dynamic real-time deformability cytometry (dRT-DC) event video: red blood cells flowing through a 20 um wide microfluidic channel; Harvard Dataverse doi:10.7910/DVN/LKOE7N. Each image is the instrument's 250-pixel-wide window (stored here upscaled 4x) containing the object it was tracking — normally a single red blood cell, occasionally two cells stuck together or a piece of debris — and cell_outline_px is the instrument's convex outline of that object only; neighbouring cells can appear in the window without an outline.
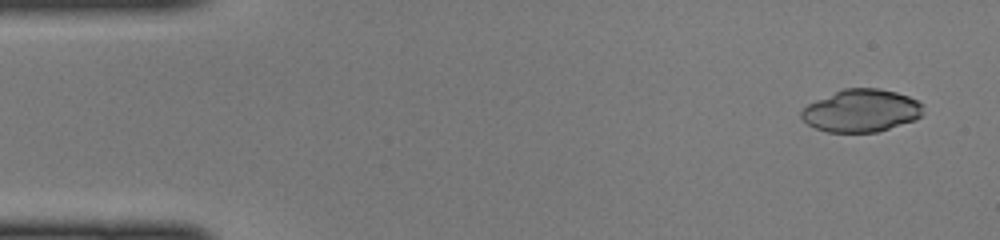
{"species": "common noctule bat (a hibernating species)", "species_latin": "Nyctalus noctula", "temperature_condition": "cold", "stored_images_in_passage": 46, "camera_frame_rate_fps": 3000, "um_per_image_px": 0.085, "animal": {"sex": "female", "body_mass_g": 22.0, "forearm_length_mm": 56.7}, "frame": {"image": 1, "passage_image": 3, "time_ms": 0.667, "image_size_px": [1000, 240], "cell_outline_px": [[924, 104], [920, 116], [916, 120], [876, 132], [828, 132], [816, 128], [808, 124], [800, 116], [800, 112], [808, 104], [816, 100], [844, 88], [880, 88], [896, 92], [908, 96]], "centroid_in_image_um": [73.22, 9.4], "position_along_channel_um": 11.8, "area_um2": 30.11}}